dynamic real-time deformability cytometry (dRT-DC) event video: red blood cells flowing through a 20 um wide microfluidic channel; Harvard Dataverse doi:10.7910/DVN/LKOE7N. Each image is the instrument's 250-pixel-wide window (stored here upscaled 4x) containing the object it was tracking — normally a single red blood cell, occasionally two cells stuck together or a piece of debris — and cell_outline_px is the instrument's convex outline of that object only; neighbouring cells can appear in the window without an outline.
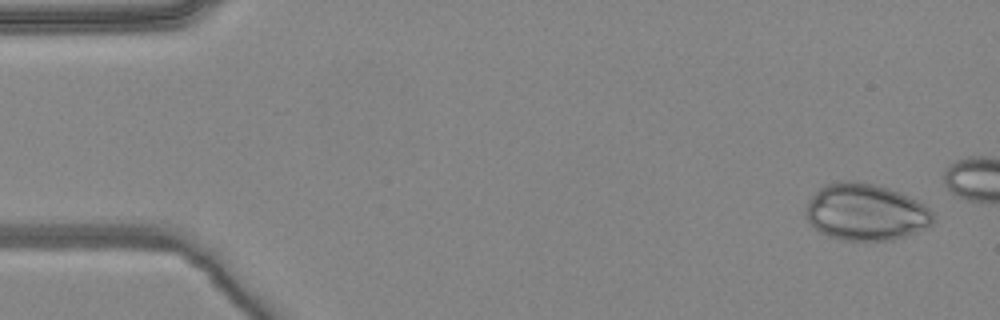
{"species": "common noctule bat (a hibernating species)", "species_latin": "Nyctalus noctula", "temperature_condition": "warm", "stored_images_in_passage": 4, "camera_frame_rate_fps": 3000, "um_per_image_px": 0.085, "animal": {"sex": "female", "body_mass_g": 24.6, "forearm_length_mm": 56.2}, "frame": {"image": 1, "passage_image": 1, "time_ms": 0.0, "image_size_px": [1000, 320], "cell_outline_px": [[932, 224], [924, 228], [904, 236], [892, 240], [844, 240], [828, 236], [820, 232], [808, 220], [804, 212], [804, 208], [808, 200], [824, 184], [840, 180], [856, 180], [888, 188], [900, 192], [924, 204], [932, 212]], "centroid_in_image_um": [73.54, 18.01], "position_along_channel_um": 11.5, "area_um2": 42.02}}